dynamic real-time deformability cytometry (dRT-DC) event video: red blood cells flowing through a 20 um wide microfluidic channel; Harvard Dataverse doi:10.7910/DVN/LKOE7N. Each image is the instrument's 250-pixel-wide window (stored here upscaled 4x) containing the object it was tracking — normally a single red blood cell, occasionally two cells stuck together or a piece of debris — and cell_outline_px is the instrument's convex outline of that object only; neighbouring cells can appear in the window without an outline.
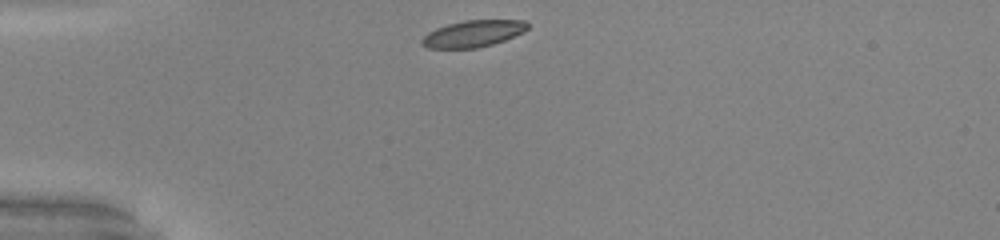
{"species": "common noctule bat (a hibernating species)", "species_latin": "Nyctalus noctula", "temperature_condition": "warm", "stored_images_in_passage": 30, "camera_frame_rate_fps": 3000, "um_per_image_px": 0.085, "animal": {"sex": "male", "body_mass_g": 20.0, "forearm_length_mm": 53.3}, "frame": {"image": 1, "passage_image": 1, "time_ms": 0.0, "image_size_px": [1000, 240], "cell_outline_px": [[528, 28], [524, 32], [504, 40], [492, 44], [476, 48], [428, 48], [420, 44], [420, 40], [428, 32], [436, 28], [448, 24], [464, 20], [524, 20], [528, 24]], "centroid_in_image_um": [40.19, 2.86], "position_along_channel_um": 44.8, "area_um2": 16.42}}
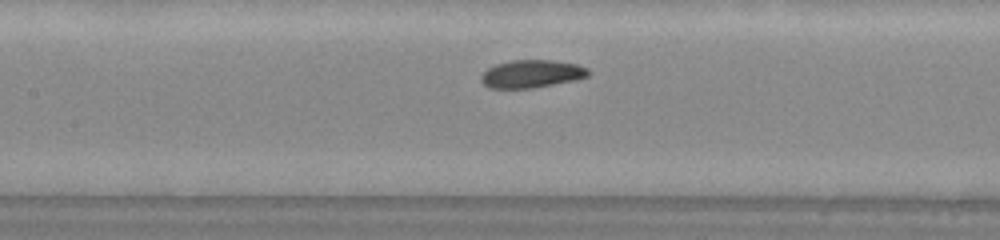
{"frame": {"image": 2, "passage_image": 12, "time_ms": 3.667, "image_size_px": [1000, 240], "cell_outline_px": [[588, 76], [576, 80], [532, 88], [488, 88], [480, 80], [480, 76], [488, 68], [496, 64], [512, 60], [552, 60], [576, 64], [588, 68]], "centroid_in_image_um": [45.17, 6.28], "position_along_channel_um": 162.2, "area_um2": 17.34}}
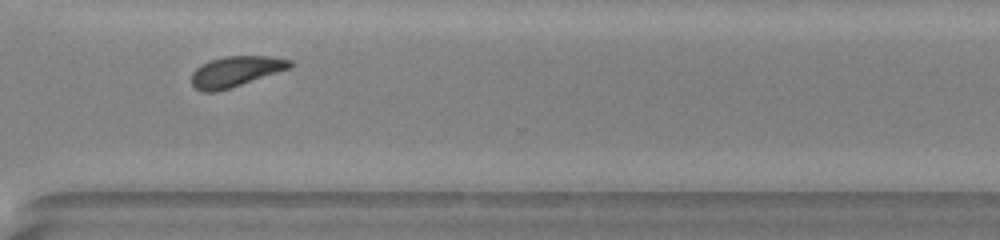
{"frame": {"image": 3, "passage_image": 26, "time_ms": 8.333, "image_size_px": [1000, 240], "cell_outline_px": [[292, 64], [288, 68], [216, 92], [200, 92], [192, 84], [192, 72], [196, 68], [212, 60], [224, 56], [272, 56], [292, 60]], "centroid_in_image_um": [20.0, 6.07], "position_along_channel_um": 350.6, "area_um2": 16.99}, "authors_computed_cell_mechanics": {"area_um2": 17.4267, "velocity_mm_per_s": 4.0332, "shape_relaxation_time_tau1_ms": 2.9002, "shape_relaxation_time_tau2_ms": 2.9994, "deformation_change_tau1": 0.1084, "deformation_change_tau2": 0.1102}}